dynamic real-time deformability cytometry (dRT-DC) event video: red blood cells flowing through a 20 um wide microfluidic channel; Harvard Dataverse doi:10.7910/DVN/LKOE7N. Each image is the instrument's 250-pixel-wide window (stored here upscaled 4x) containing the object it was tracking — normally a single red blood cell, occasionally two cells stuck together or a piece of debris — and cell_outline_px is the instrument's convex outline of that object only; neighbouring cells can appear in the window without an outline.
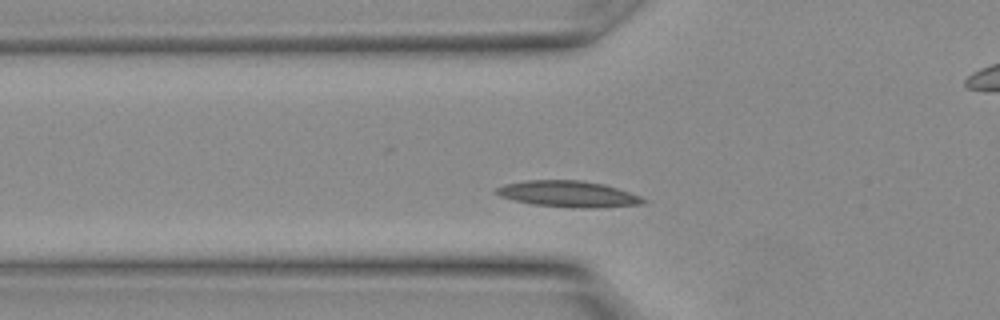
{"species": "Egyptian fruit bat (a non-hibernating species)", "species_latin": "Rousettus aegyptiacus", "temperature_condition": "warm", "stored_images_in_passage": 5, "segment_of_instrument_passage": [1, 2], "camera_frame_rate_fps": 3000, "um_per_image_px": 0.085, "animal": {"sex": "female"}, "frame": {"image": 1, "passage_image": 3, "time_ms": 0.667, "image_size_px": [1000, 320], "cell_outline_px": [[648, 200], [644, 204], [596, 208], [572, 208], [532, 204], [500, 196], [496, 192], [496, 188], [504, 184], [524, 180], [580, 180], [604, 184], [640, 196]], "centroid_in_image_um": [48.33, 16.49], "position_along_channel_um": 77.5, "area_um2": 22.43}}